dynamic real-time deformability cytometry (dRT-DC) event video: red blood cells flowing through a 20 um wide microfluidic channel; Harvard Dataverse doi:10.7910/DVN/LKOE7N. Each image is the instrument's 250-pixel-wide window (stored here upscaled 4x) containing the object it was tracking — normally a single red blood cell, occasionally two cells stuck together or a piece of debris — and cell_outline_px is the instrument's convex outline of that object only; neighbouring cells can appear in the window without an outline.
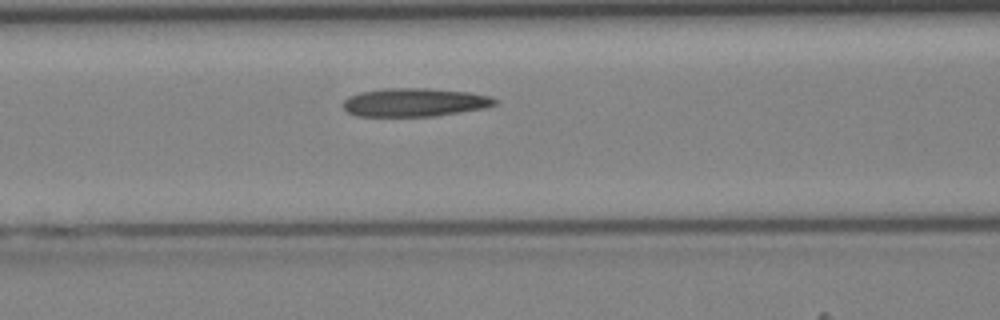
{"species": "Egyptian fruit bat (a non-hibernating species)", "species_latin": "Rousettus aegyptiacus", "temperature_condition": "cold", "stored_images_in_passage": 37, "camera_frame_rate_fps": 3000, "um_per_image_px": 0.085, "animal": {"sex": "female"}, "frame": {"image": 1, "passage_image": 12, "time_ms": 3.667, "image_size_px": [1000, 320], "cell_outline_px": [[500, 104], [484, 108], [436, 116], [356, 116], [348, 112], [344, 108], [344, 100], [348, 96], [360, 92], [384, 88], [428, 88], [468, 92], [492, 96], [500, 100]], "centroid_in_image_um": [35.3, 8.69], "position_along_channel_um": 131.3, "area_um2": 25.37}}
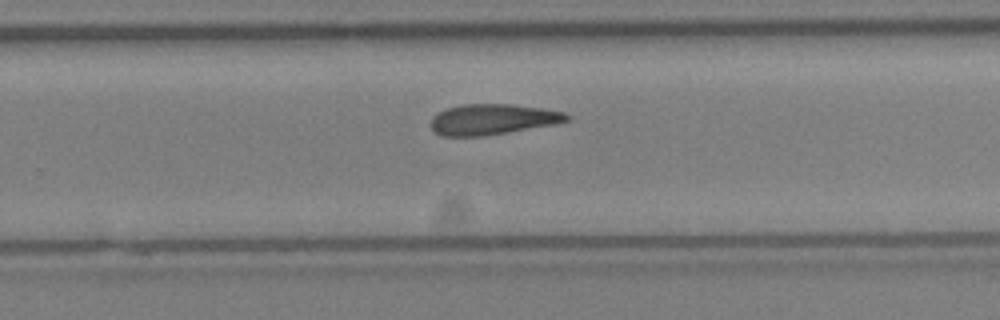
{"frame": {"image": 2, "passage_image": 22, "time_ms": 7.0, "image_size_px": [1000, 320], "cell_outline_px": [[572, 120], [552, 124], [484, 136], [440, 136], [432, 128], [432, 116], [436, 112], [444, 108], [460, 104], [512, 104], [540, 108], [564, 112], [572, 116]], "centroid_in_image_um": [41.84, 10.13], "position_along_channel_um": 288.0, "area_um2": 24.28}}
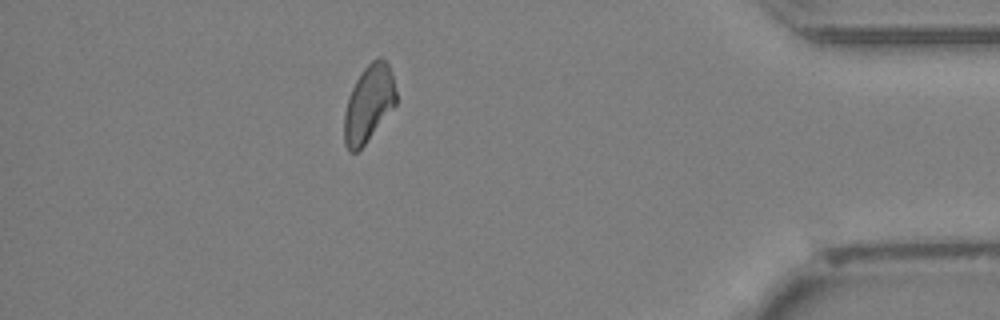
{"frame": {"image": 3, "passage_image": 32, "time_ms": 10.333, "image_size_px": [1000, 320], "cell_outline_px": [[396, 104], [364, 144], [356, 152], [348, 152], [344, 144], [344, 112], [348, 96], [356, 80], [364, 68], [372, 60], [380, 56], [388, 64], [392, 76], [396, 92]], "centroid_in_image_um": [31.31, 8.81], "position_along_channel_um": 403.9, "area_um2": 22.95}}